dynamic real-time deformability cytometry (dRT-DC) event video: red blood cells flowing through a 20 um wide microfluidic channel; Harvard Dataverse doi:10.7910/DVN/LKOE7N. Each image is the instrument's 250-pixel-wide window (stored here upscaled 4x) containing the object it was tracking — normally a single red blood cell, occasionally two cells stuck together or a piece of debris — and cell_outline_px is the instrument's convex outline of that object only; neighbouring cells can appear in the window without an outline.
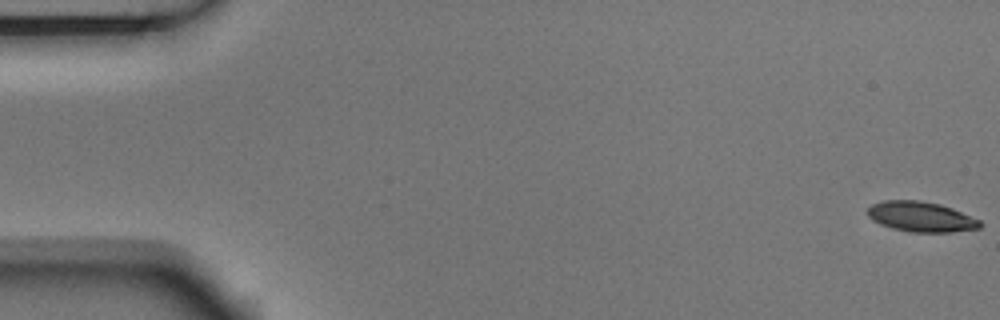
{"species": "Egyptian fruit bat (a non-hibernating species)", "species_latin": "Rousettus aegyptiacus", "temperature_condition": "room temperature", "stored_images_in_passage": 5, "camera_frame_rate_fps": 3000, "um_per_image_px": 0.085, "animal": {"sex": "male"}, "frame": {"image": 1, "passage_image": 1, "time_ms": 0.0, "image_size_px": [1000, 320], "cell_outline_px": [[984, 224], [980, 228], [952, 232], [912, 232], [892, 228], [880, 224], [872, 220], [868, 216], [868, 208], [872, 204], [884, 200], [920, 200], [940, 204], [952, 208], [980, 220]], "centroid_in_image_um": [78.3, 18.42], "position_along_channel_um": 6.7, "area_um2": 19.83}}
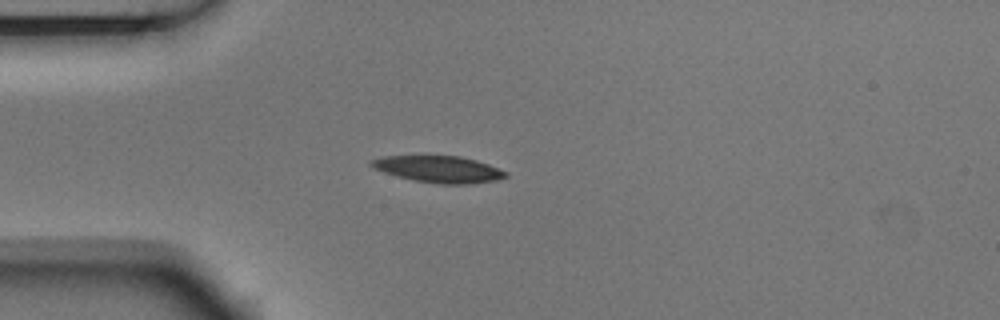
{"frame": {"image": 2, "passage_image": 5, "time_ms": 1.333, "image_size_px": [1000, 320], "cell_outline_px": [[508, 176], [496, 180], [468, 184], [440, 184], [416, 180], [396, 176], [384, 172], [368, 164], [372, 160], [384, 156], [460, 156], [476, 160], [488, 164], [508, 172]], "centroid_in_image_um": [37.33, 14.38], "position_along_channel_um": 47.7, "area_um2": 20.63}}